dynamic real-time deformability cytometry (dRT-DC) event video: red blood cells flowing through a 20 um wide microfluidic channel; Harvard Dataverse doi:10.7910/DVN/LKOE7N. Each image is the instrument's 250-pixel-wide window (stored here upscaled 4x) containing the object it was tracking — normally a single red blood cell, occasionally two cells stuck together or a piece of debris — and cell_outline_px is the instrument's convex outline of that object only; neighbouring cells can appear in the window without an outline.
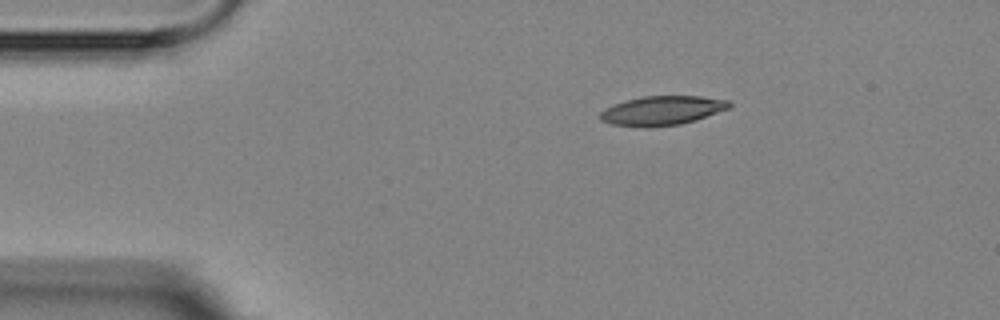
{"species": "Egyptian fruit bat (a non-hibernating species)", "species_latin": "Rousettus aegyptiacus", "temperature_condition": "room temperature", "stored_images_in_passage": 2, "camera_frame_rate_fps": 3000, "um_per_image_px": 0.085, "animal": {"sex": "female"}, "frame": {"image": 1, "passage_image": 1, "time_ms": 0.0, "image_size_px": [1000, 320], "cell_outline_px": [[732, 108], [696, 120], [680, 124], [648, 128], [644, 128], [612, 124], [600, 120], [600, 112], [604, 108], [624, 100], [640, 96], [700, 96], [728, 100], [732, 104]], "centroid_in_image_um": [56.28, 9.4], "position_along_channel_um": 28.7, "area_um2": 22.37}}